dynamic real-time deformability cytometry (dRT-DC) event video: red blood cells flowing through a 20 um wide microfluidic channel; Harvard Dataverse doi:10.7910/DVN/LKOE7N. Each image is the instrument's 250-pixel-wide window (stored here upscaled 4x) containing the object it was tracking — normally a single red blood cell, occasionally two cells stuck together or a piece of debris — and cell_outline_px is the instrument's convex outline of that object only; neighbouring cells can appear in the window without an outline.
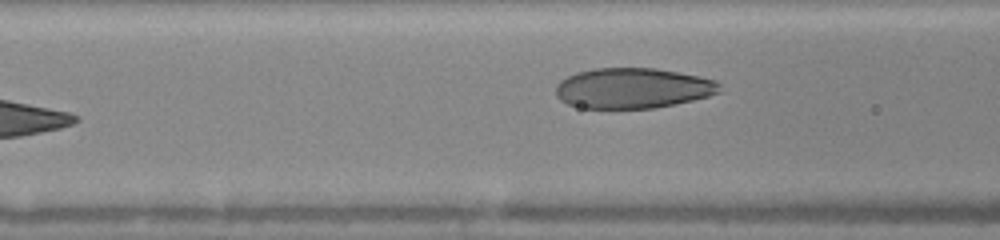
{"species": "human", "species_latin": "Homo sapiens", "temperature_condition": "warm", "stored_images_in_passage": 6, "camera_frame_rate_fps": 3000, "um_per_image_px": 0.085, "donor": {"sex": "female"}, "frame": {"image": 1, "passage_image": 3, "time_ms": 2.333, "image_size_px": [1000, 240], "cell_outline_px": [[720, 92], [708, 96], [692, 100], [656, 108], [580, 108], [568, 104], [560, 100], [556, 96], [556, 84], [560, 80], [576, 72], [596, 68], [656, 68], [716, 80], [720, 84]], "centroid_in_image_um": [53.75, 7.5], "position_along_channel_um": 112.8, "area_um2": 38.55}}
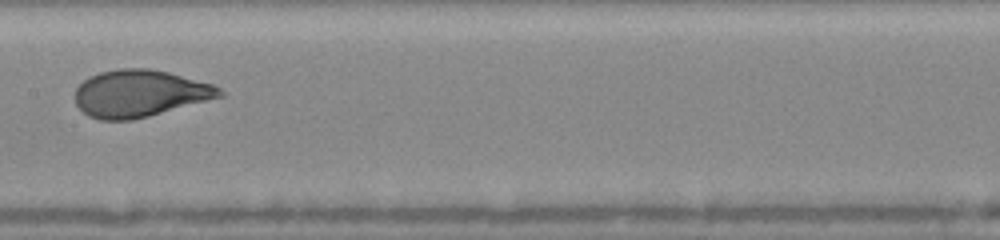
{"frame": {"image": 2, "passage_image": 5, "time_ms": 4.333, "image_size_px": [1000, 240], "cell_outline_px": [[224, 96], [148, 116], [132, 120], [100, 120], [88, 116], [76, 104], [76, 88], [84, 80], [100, 72], [120, 68], [148, 68], [168, 72], [212, 84], [220, 88], [224, 92]], "centroid_in_image_um": [11.88, 7.94], "position_along_channel_um": 195.5, "area_um2": 39.36}}
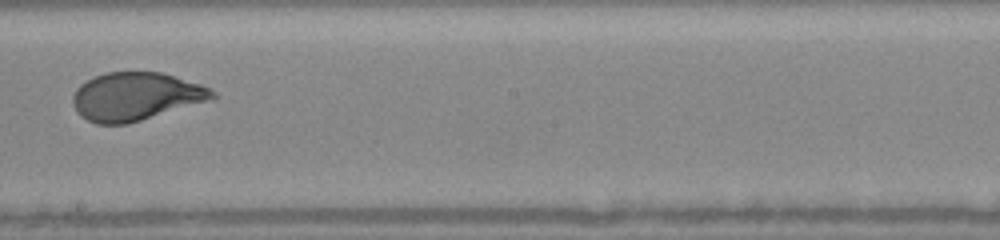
{"frame": {"image": 3, "passage_image": 6, "time_ms": 5.333, "image_size_px": [1000, 240], "cell_outline_px": [[216, 96], [204, 100], [128, 124], [96, 124], [80, 116], [76, 112], [72, 104], [72, 96], [76, 88], [80, 84], [104, 72], [164, 72], [212, 88], [216, 92]], "centroid_in_image_um": [11.46, 8.18], "position_along_channel_um": 236.7, "area_um2": 38.73}}